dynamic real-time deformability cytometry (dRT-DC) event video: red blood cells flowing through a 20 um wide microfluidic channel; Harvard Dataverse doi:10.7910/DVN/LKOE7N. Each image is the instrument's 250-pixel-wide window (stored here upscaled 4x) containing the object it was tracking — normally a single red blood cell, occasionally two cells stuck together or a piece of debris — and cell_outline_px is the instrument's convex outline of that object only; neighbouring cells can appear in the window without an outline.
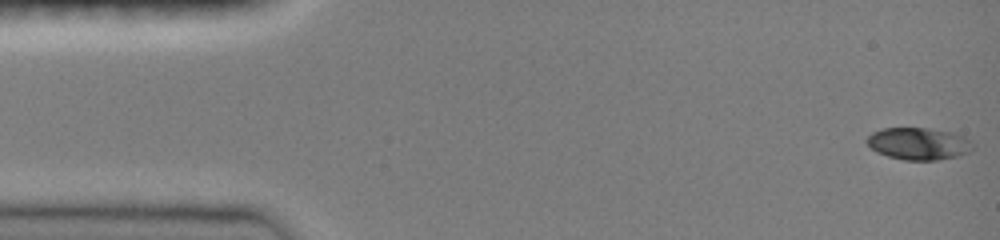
{"species": "common noctule bat (a hibernating species)", "species_latin": "Nyctalus noctula", "temperature_condition": "room temperature", "stored_images_in_passage": 47, "camera_frame_rate_fps": 3000, "um_per_image_px": 0.085, "animal": {"sex": "female", "body_mass_g": 19.0, "forearm_length_mm": 51.5}, "frame": {"image": 1, "passage_image": 1, "time_ms": 0.0, "image_size_px": [1000, 240], "cell_outline_px": [[976, 144], [972, 152], [940, 160], [904, 160], [888, 156], [876, 152], [864, 140], [872, 132], [884, 128], [928, 128], [952, 132], [964, 136]], "centroid_in_image_um": [78.12, 12.21], "position_along_channel_um": 6.9, "area_um2": 20.11}}
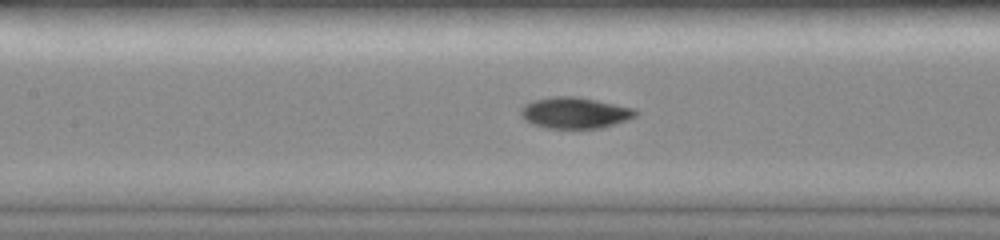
{"frame": {"image": 2, "passage_image": 21, "time_ms": 6.667, "image_size_px": [1000, 240], "cell_outline_px": [[640, 112], [636, 116], [628, 120], [604, 128], [548, 128], [532, 124], [524, 120], [520, 116], [520, 108], [524, 104], [532, 100], [552, 96], [576, 96], [636, 108]], "centroid_in_image_um": [48.87, 9.59], "position_along_channel_um": 158.5, "area_um2": 21.27}}
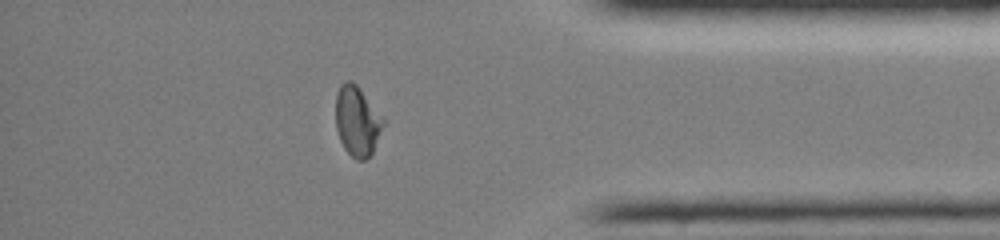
{"frame": {"image": 3, "passage_image": 40, "time_ms": 13.0, "image_size_px": [1000, 240], "cell_outline_px": [[384, 124], [372, 152], [364, 160], [356, 160], [344, 148], [340, 140], [336, 128], [336, 92], [340, 84], [344, 80], [352, 80], [360, 88], [384, 116]], "centroid_in_image_um": [30.36, 10.24], "position_along_channel_um": 404.8, "area_um2": 19.54}, "authors_computed_cell_mechanics": {"area_um2": 20.0566, "velocity_mm_per_s": 4.0935, "shape_relaxation_time_tau1_ms": 6.5217, "shape_relaxation_time_tau2_ms": 1.1541, "deformation_change_tau1": 0.2232, "deformation_change_tau2": 0.0335}}